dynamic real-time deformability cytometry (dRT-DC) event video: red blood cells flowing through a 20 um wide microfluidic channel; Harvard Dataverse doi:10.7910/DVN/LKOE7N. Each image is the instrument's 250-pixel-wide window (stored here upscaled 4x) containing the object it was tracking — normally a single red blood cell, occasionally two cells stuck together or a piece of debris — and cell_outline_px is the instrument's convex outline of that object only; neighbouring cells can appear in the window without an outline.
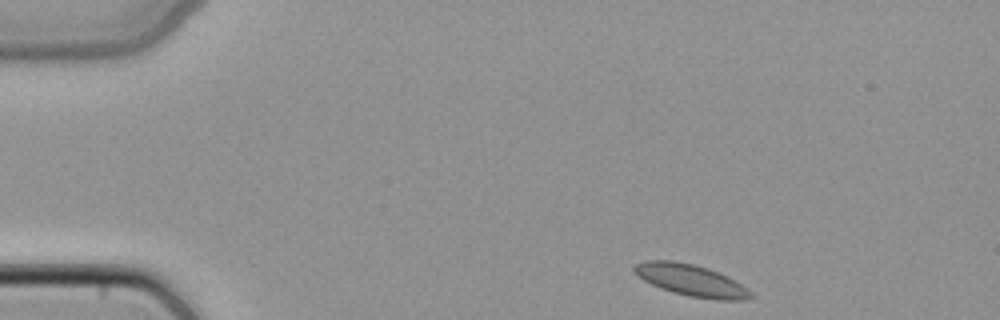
{"species": "common noctule bat (a hibernating species)", "species_latin": "Nyctalus noctula", "temperature_condition": "cold", "stored_images_in_passage": 43, "camera_frame_rate_fps": 3000, "um_per_image_px": 0.085, "animal": {"sex": "female", "body_mass_g": 22.7, "forearm_length_mm": 54.2}, "frame": {"image": 1, "passage_image": 1, "time_ms": 0.0, "image_size_px": [1000, 320], "cell_outline_px": [[756, 296], [744, 300], [716, 300], [688, 296], [672, 292], [660, 288], [636, 276], [632, 268], [636, 264], [644, 260], [672, 260], [692, 264], [708, 268], [728, 276], [752, 292]], "centroid_in_image_um": [58.73, 23.83], "position_along_channel_um": 26.3, "area_um2": 21.62}}
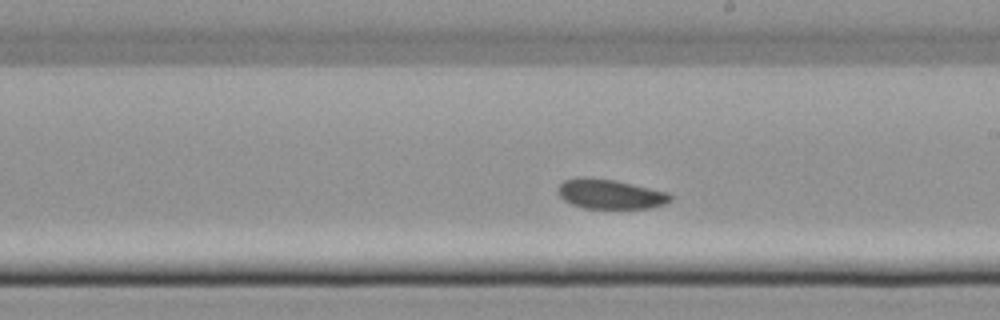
{"frame": {"image": 2, "passage_image": 22, "time_ms": 7.0, "image_size_px": [1000, 320], "cell_outline_px": [[672, 200], [664, 204], [648, 208], [584, 208], [572, 204], [564, 200], [556, 192], [560, 184], [564, 180], [576, 176], [592, 176], [616, 180], [668, 192], [672, 196]], "centroid_in_image_um": [51.83, 16.47], "position_along_channel_um": 237.2, "area_um2": 19.71}}
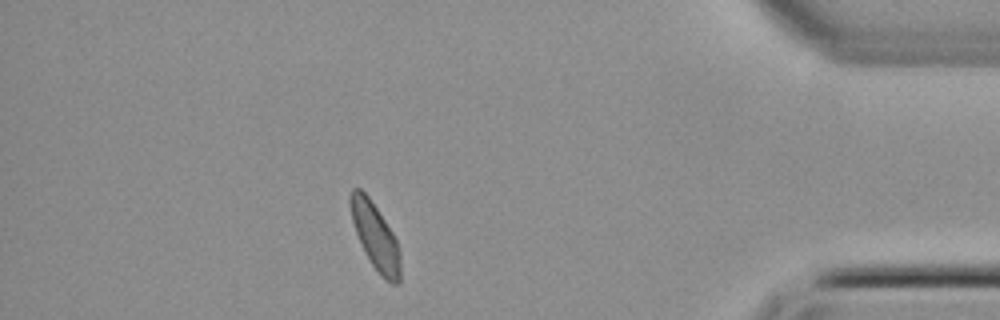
{"frame": {"image": 3, "passage_image": 37, "time_ms": 12.0, "image_size_px": [1000, 320], "cell_outline_px": [[400, 284], [392, 284], [384, 280], [380, 276], [364, 252], [356, 232], [352, 220], [348, 200], [348, 196], [352, 188], [360, 188], [368, 196], [392, 232], [396, 240], [400, 252]], "centroid_in_image_um": [31.89, 20.11], "position_along_channel_um": 403.3, "area_um2": 19.31}}